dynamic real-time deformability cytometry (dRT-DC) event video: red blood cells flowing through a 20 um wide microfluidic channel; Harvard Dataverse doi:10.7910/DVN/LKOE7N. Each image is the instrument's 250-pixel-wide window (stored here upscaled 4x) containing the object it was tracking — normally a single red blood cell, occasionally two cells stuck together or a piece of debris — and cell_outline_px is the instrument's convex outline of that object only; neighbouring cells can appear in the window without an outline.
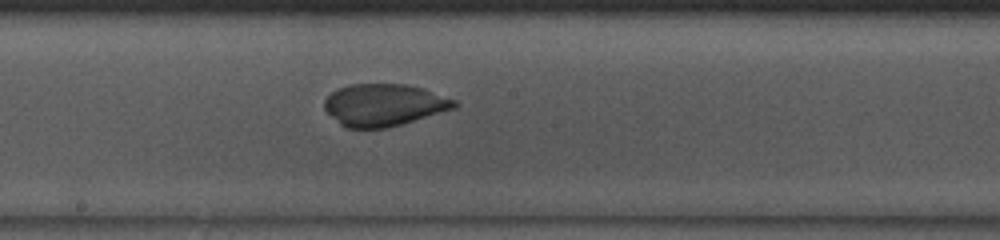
{"species": "common noctule bat (a hibernating species)", "species_latin": "Nyctalus noctula", "temperature_condition": "room temperature", "stored_images_in_passage": 49, "camera_frame_rate_fps": 3000, "um_per_image_px": 0.085, "animal": {"sex": "male", "body_mass_g": 13.0, "forearm_length_mm": 53.1}, "frame": {"image": 1, "passage_image": 27, "time_ms": 8.667, "image_size_px": [1000, 240], "cell_outline_px": [[460, 104], [456, 108], [400, 124], [384, 128], [344, 128], [324, 108], [324, 100], [336, 88], [348, 84], [404, 84], [420, 88], [456, 100]], "centroid_in_image_um": [32.61, 8.92], "position_along_channel_um": 215.6, "area_um2": 31.67}}
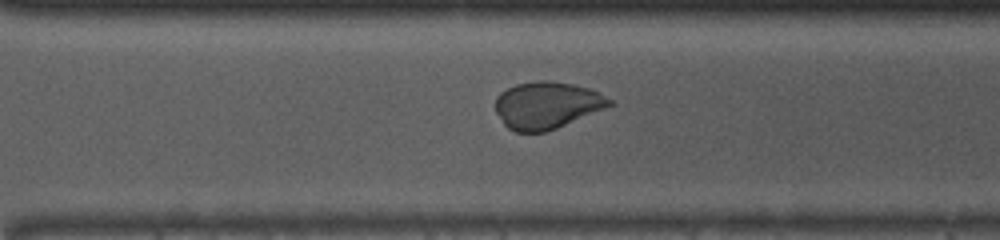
{"frame": {"image": 2, "passage_image": 35, "time_ms": 11.333, "image_size_px": [1000, 240], "cell_outline_px": [[616, 104], [556, 128], [544, 132], [516, 132], [508, 128], [504, 124], [496, 112], [496, 96], [500, 92], [516, 84], [540, 80], [548, 80], [572, 84], [588, 88], [600, 92], [612, 100]], "centroid_in_image_um": [46.5, 8.94], "position_along_channel_um": 324.1, "area_um2": 31.27}}
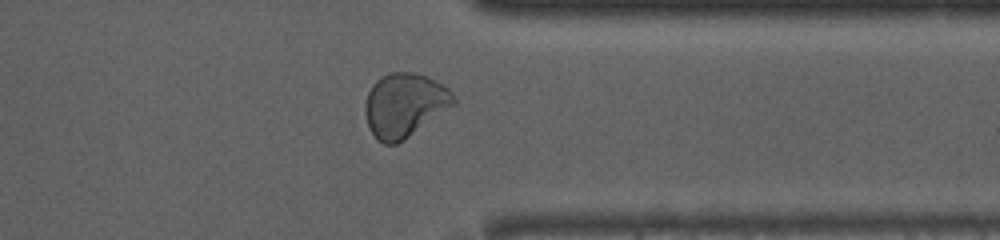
{"frame": {"image": 3, "passage_image": 39, "time_ms": 12.667, "image_size_px": [1000, 240], "cell_outline_px": [[456, 104], [404, 140], [396, 144], [384, 144], [376, 140], [368, 128], [364, 112], [364, 104], [368, 92], [372, 84], [376, 80], [392, 72], [408, 72], [424, 76], [448, 88], [452, 92], [456, 100]], "centroid_in_image_um": [34.35, 8.97], "position_along_channel_um": 377.0, "area_um2": 32.95}}